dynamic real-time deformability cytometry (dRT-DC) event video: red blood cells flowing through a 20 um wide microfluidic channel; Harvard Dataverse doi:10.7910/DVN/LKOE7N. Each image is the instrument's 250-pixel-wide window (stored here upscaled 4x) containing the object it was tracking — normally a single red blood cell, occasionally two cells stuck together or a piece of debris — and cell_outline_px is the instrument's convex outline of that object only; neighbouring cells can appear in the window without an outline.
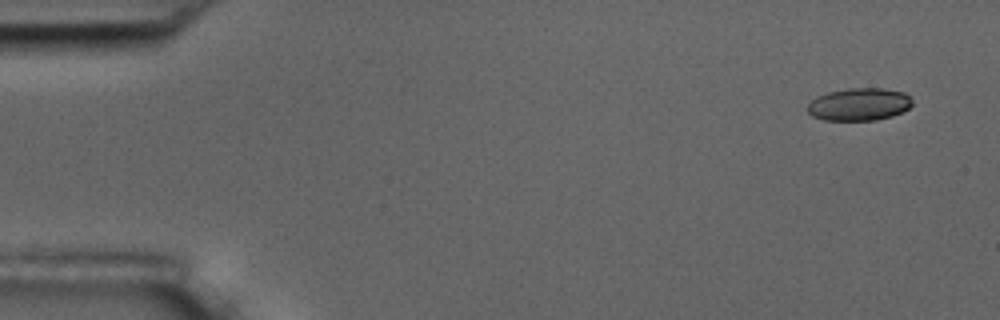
{"species": "common noctule bat (a hibernating species)", "species_latin": "Nyctalus noctula", "temperature_condition": "room temperature", "stored_images_in_passage": 8, "camera_frame_rate_fps": 3000, "um_per_image_px": 0.085, "animal": {"sex": "male", "body_mass_g": 17.5, "forearm_length_mm": 52.3}, "frame": {"image": 1, "passage_image": 1, "time_ms": 0.0, "image_size_px": [1000, 320], "cell_outline_px": [[912, 104], [908, 108], [892, 116], [876, 120], [824, 120], [812, 116], [808, 112], [808, 104], [816, 96], [828, 92], [848, 88], [884, 88], [904, 92], [912, 96]], "centroid_in_image_um": [73.04, 8.86], "position_along_channel_um": 12.0, "area_um2": 20.0}}
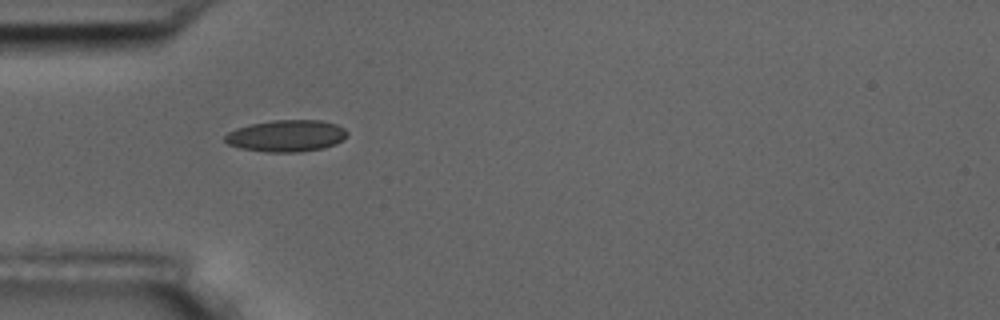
{"frame": {"image": 2, "passage_image": 5, "time_ms": 4.667, "image_size_px": [1000, 320], "cell_outline_px": [[348, 132], [336, 144], [324, 148], [300, 152], [264, 152], [240, 148], [228, 144], [224, 140], [224, 136], [228, 132], [236, 128], [252, 124], [272, 120], [320, 120], [336, 124], [344, 128]], "centroid_in_image_um": [24.32, 11.55], "position_along_channel_um": 60.7, "area_um2": 22.6}}
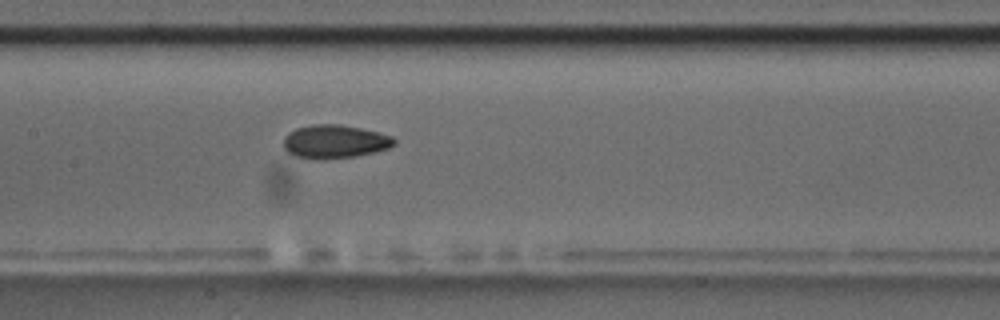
{"frame": {"image": 3, "passage_image": 8, "time_ms": 8.0, "image_size_px": [1000, 320], "cell_outline_px": [[396, 144], [388, 148], [356, 156], [320, 160], [316, 160], [296, 156], [288, 152], [284, 148], [284, 136], [288, 132], [296, 128], [312, 124], [340, 124], [360, 128], [392, 136], [396, 140]], "centroid_in_image_um": [28.42, 12.03], "position_along_channel_um": 179.0, "area_um2": 21.62}}